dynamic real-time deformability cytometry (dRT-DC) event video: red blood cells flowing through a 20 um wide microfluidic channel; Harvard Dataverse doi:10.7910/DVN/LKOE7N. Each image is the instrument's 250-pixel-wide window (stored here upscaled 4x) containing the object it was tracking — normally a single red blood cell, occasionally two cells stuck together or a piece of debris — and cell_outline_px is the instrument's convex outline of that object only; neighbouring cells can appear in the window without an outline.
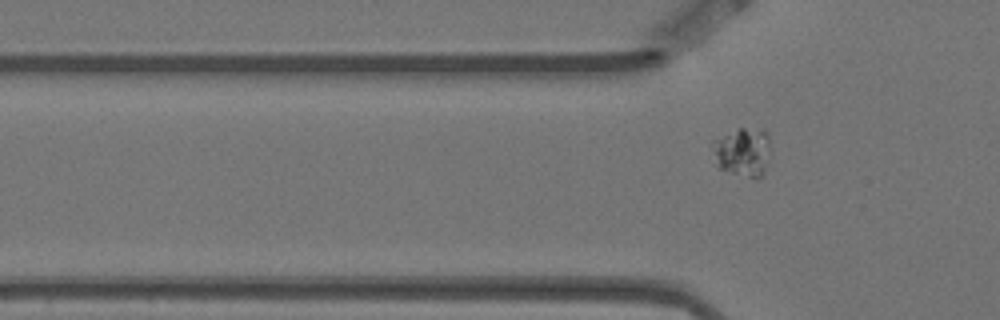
{"species": "Egyptian fruit bat (a non-hibernating species)", "species_latin": "Rousettus aegyptiacus", "temperature_condition": "warm", "stored_images_in_passage": 3, "segment_of_instrument_passage": [2, 2], "camera_frame_rate_fps": 3000, "um_per_image_px": 0.085, "animal": {"sex": "female"}, "frame": {"image": 1, "passage_image": 3, "time_ms": 0.667, "image_size_px": [1000, 320], "cell_outline_px": [[768, 160], [764, 176], [748, 176], [732, 172], [720, 168], [716, 164], [712, 148], [712, 140], [740, 128], [744, 128], [764, 132], [768, 136]], "centroid_in_image_um": [63.1, 12.92], "position_along_channel_um": 62.7, "area_um2": 15.9}}